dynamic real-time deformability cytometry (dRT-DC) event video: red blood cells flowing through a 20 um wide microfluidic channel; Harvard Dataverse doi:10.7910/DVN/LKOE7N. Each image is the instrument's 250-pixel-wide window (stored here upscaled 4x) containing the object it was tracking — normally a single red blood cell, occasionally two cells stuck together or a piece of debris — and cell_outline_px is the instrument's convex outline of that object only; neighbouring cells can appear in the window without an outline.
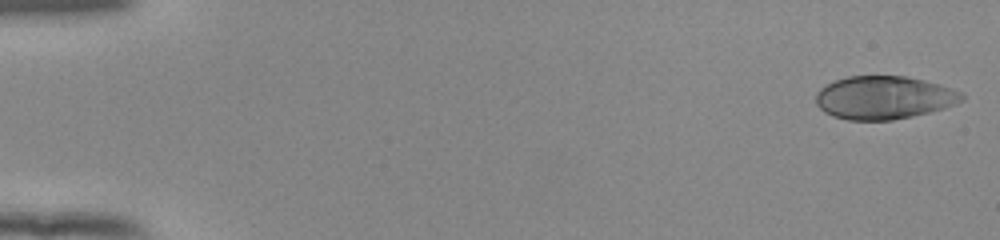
{"species": "human", "species_latin": "Homo sapiens", "temperature_condition": "room temperature", "stored_images_in_passage": 53, "camera_frame_rate_fps": 3000, "um_per_image_px": 0.085, "donor": {"sex": "female"}, "frame": {"image": 1, "passage_image": 1, "time_ms": 0.0, "image_size_px": [1000, 240], "cell_outline_px": [[964, 100], [956, 104], [944, 108], [912, 116], [892, 120], [848, 120], [832, 116], [824, 112], [816, 104], [816, 92], [820, 88], [836, 80], [848, 76], [904, 76], [924, 80], [940, 84], [964, 92]], "centroid_in_image_um": [75.15, 8.3], "position_along_channel_um": 9.8, "area_um2": 36.82}}
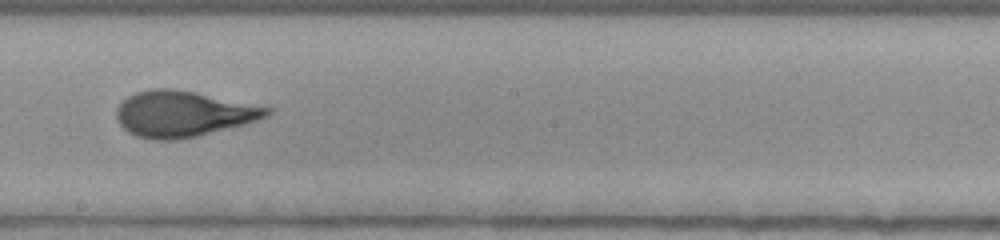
{"frame": {"image": 2, "passage_image": 31, "time_ms": 10.0, "image_size_px": [1000, 240], "cell_outline_px": [[272, 112], [268, 116], [244, 124], [196, 136], [176, 140], [152, 140], [136, 136], [128, 132], [116, 120], [116, 108], [128, 96], [136, 92], [152, 88], [176, 88], [196, 92], [272, 108]], "centroid_in_image_um": [15.53, 9.67], "position_along_channel_um": 232.7, "area_um2": 40.17}}
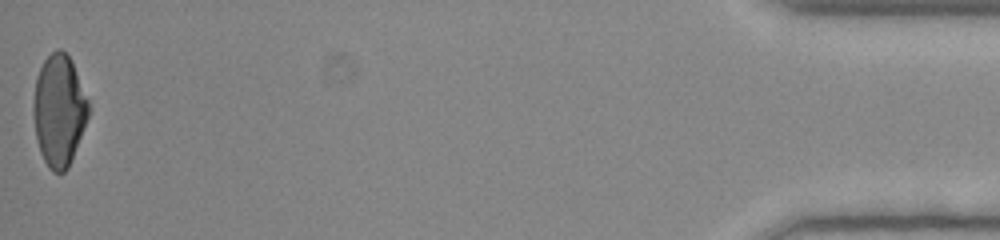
{"frame": {"image": 3, "passage_image": 53, "time_ms": 17.333, "image_size_px": [1000, 240], "cell_outline_px": [[88, 116], [68, 168], [64, 172], [52, 172], [48, 168], [40, 152], [36, 140], [32, 112], [32, 104], [36, 76], [44, 60], [56, 48], [60, 48], [72, 60], [88, 100]], "centroid_in_image_um": [4.98, 9.38], "position_along_channel_um": 430.2, "area_um2": 35.84}, "authors_computed_cell_mechanics": {"area_um2": 38.8994, "velocity_mm_per_s": 3.8807, "shape_relaxation_time_tau1_ms": 5.2121, "shape_relaxation_time_tau2_ms": 0.9685, "deformation_change_tau1": 0.1835, "deformation_change_tau2": 0.066}}